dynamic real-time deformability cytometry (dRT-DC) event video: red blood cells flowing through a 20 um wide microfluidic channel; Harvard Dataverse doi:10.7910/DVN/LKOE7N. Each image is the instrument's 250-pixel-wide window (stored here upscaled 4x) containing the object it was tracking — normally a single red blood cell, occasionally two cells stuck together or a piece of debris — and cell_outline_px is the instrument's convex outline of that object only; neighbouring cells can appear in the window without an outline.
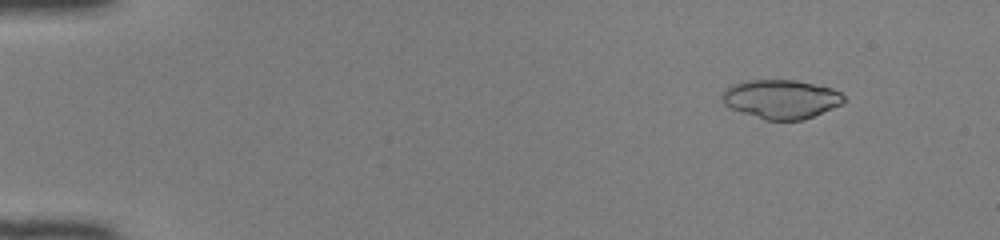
{"species": "common noctule bat (a hibernating species)", "species_latin": "Nyctalus noctula", "temperature_condition": "room temperature", "stored_images_in_passage": 50, "camera_frame_rate_fps": 3000, "um_per_image_px": 0.085, "animal": {"sex": "female", "body_mass_g": 22.0, "forearm_length_mm": 56.7}, "frame": {"image": 1, "passage_image": 6, "time_ms": 1.667, "image_size_px": [1000, 240], "cell_outline_px": [[844, 100], [840, 104], [832, 108], [804, 120], [764, 120], [732, 108], [724, 104], [720, 96], [724, 88], [732, 84], [744, 80], [796, 80], [832, 88], [840, 92], [844, 96]], "centroid_in_image_um": [66.35, 8.41], "position_along_channel_um": 18.6, "area_um2": 27.63}}
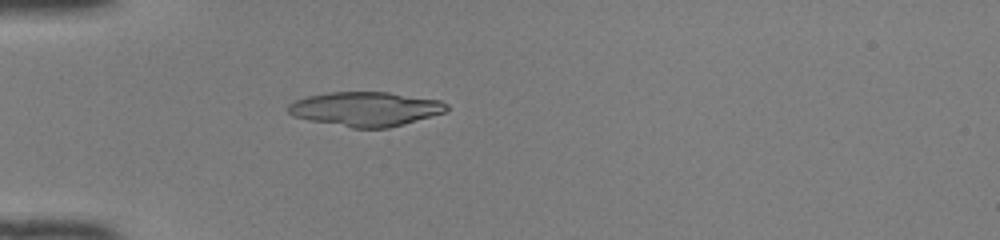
{"frame": {"image": 2, "passage_image": 16, "time_ms": 5.0, "image_size_px": [1000, 240], "cell_outline_px": [[448, 108], [444, 112], [404, 124], [388, 128], [352, 128], [308, 120], [292, 116], [288, 112], [288, 104], [296, 100], [308, 96], [328, 92], [388, 92], [440, 100], [448, 104]], "centroid_in_image_um": [31.05, 9.26], "position_along_channel_um": 53.9, "area_um2": 31.67}}